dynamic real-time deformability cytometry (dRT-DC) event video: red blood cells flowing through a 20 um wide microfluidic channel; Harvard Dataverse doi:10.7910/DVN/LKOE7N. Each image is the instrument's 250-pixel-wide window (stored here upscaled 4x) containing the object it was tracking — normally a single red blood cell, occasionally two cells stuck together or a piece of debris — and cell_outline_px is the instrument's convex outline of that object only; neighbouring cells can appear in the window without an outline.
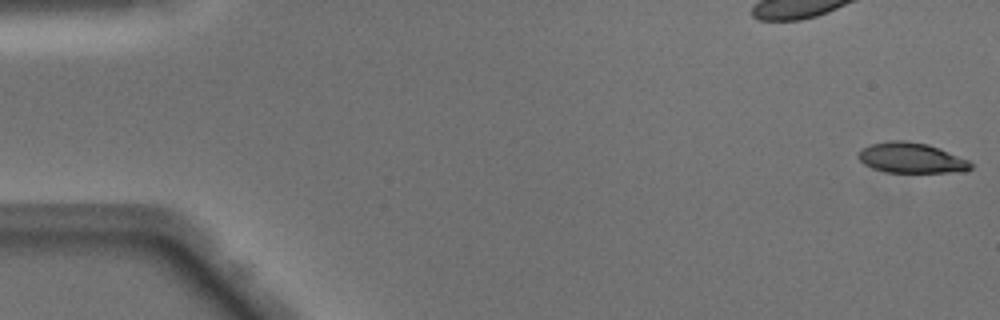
{"species": "Egyptian fruit bat (a non-hibernating species)", "species_latin": "Rousettus aegyptiacus", "temperature_condition": "warm", "stored_images_in_passage": 49, "camera_frame_rate_fps": 3000, "um_per_image_px": 0.085, "animal": {"sex": "male"}, "frame": {"image": 1, "passage_image": 1, "time_ms": 0.0, "image_size_px": [1000, 320], "cell_outline_px": [[972, 168], [964, 172], [884, 172], [872, 168], [864, 164], [856, 156], [864, 148], [872, 144], [888, 140], [904, 140], [928, 144], [940, 148], [968, 160], [972, 164]], "centroid_in_image_um": [77.47, 13.42], "position_along_channel_um": 7.5, "area_um2": 19.88}}
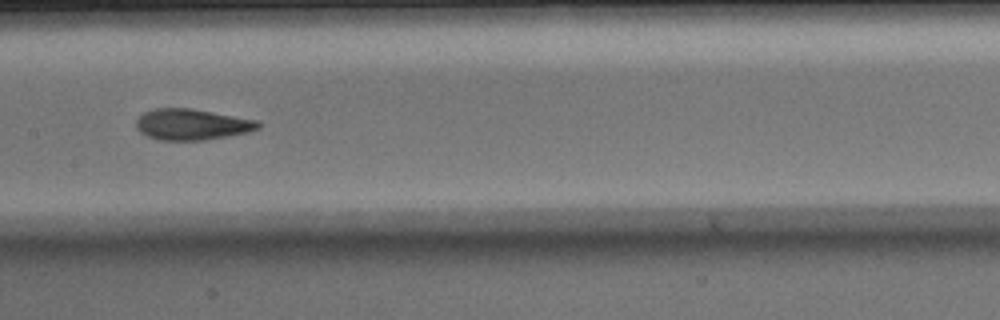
{"frame": {"image": 2, "passage_image": 25, "time_ms": 8.0, "image_size_px": [1000, 320], "cell_outline_px": [[260, 128], [248, 132], [228, 136], [204, 140], [160, 140], [148, 136], [140, 132], [136, 128], [136, 120], [144, 112], [156, 108], [192, 108], [260, 120]], "centroid_in_image_um": [16.34, 10.57], "position_along_channel_um": 191.1, "area_um2": 22.2}}
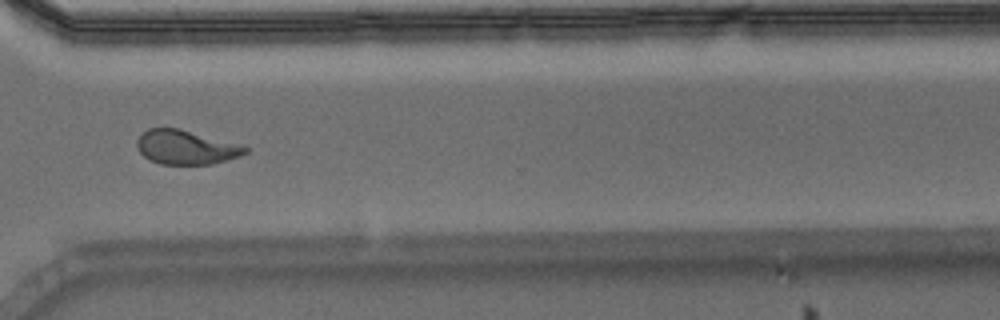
{"frame": {"image": 3, "passage_image": 37, "time_ms": 12.0, "image_size_px": [1000, 320], "cell_outline_px": [[248, 152], [240, 156], [212, 164], [160, 164], [148, 160], [136, 148], [136, 140], [148, 128], [180, 128], [248, 148]], "centroid_in_image_um": [15.73, 12.53], "position_along_channel_um": 354.9, "area_um2": 21.27}, "authors_computed_cell_mechanics": {"area_um2": 22.0218, "velocity_mm_per_s": 4.1044, "shape_relaxation_time_tau1_ms": 5.1956, "shape_relaxation_time_tau2_ms": 1.2282, "deformation_change_tau1": 0.198, "deformation_change_tau2": 0.0782}}